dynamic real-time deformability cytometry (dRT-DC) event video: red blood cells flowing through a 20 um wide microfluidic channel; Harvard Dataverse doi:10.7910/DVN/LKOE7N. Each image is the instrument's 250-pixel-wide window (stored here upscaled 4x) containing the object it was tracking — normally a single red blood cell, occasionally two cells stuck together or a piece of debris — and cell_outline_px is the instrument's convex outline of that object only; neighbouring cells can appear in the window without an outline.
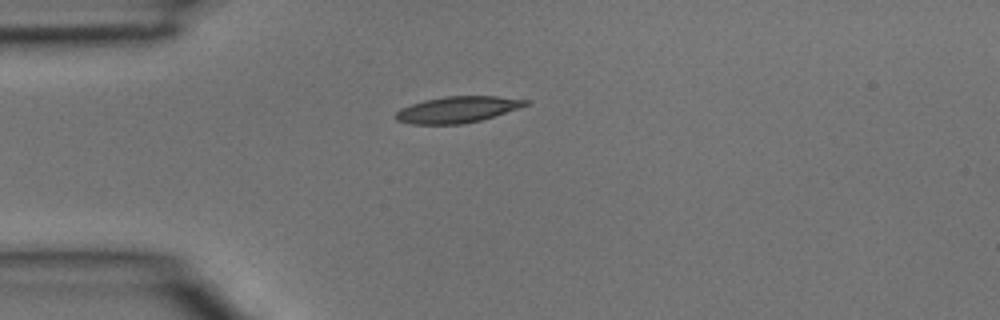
{"species": "common noctule bat (a hibernating species)", "species_latin": "Nyctalus noctula", "temperature_condition": "room temperature", "stored_images_in_passage": 4, "camera_frame_rate_fps": 3000, "um_per_image_px": 0.085, "animal": {"sex": "male", "body_mass_g": 15.6}, "frame": {"image": 1, "passage_image": 4, "time_ms": 1.0, "image_size_px": [1000, 320], "cell_outline_px": [[528, 104], [480, 120], [460, 124], [412, 124], [396, 120], [392, 116], [400, 108], [424, 100], [444, 96], [496, 96], [528, 100]], "centroid_in_image_um": [38.78, 9.31], "position_along_channel_um": 46.2, "area_um2": 19.59}}